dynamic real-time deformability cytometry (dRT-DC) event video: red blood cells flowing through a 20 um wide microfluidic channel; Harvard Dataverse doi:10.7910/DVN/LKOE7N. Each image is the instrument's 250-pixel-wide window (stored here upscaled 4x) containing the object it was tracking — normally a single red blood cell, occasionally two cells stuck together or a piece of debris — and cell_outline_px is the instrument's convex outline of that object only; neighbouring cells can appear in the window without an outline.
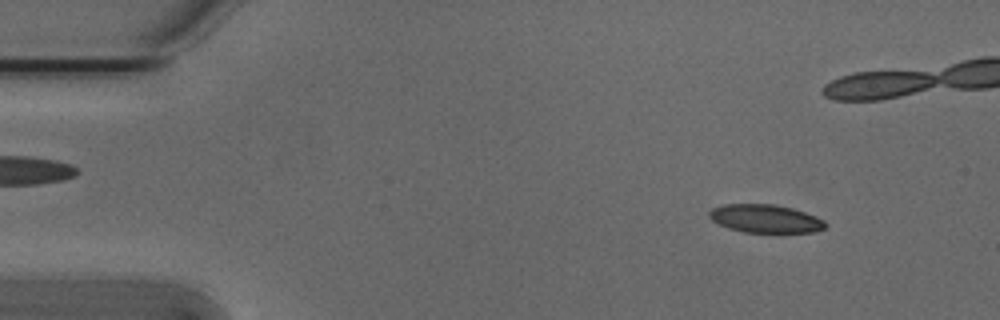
{"species": "Egyptian fruit bat (a non-hibernating species)", "species_latin": "Rousettus aegyptiacus", "temperature_condition": "cold", "stored_images_in_passage": 54, "camera_frame_rate_fps": 3000, "um_per_image_px": 0.085, "animal": {"sex": "male"}, "frame": {"image": 1, "passage_image": 6, "time_ms": 1.667, "image_size_px": [1000, 320], "cell_outline_px": [[828, 224], [824, 228], [812, 232], [744, 232], [728, 228], [712, 220], [708, 216], [708, 212], [712, 208], [724, 204], [772, 204], [792, 208], [816, 216], [824, 220]], "centroid_in_image_um": [65.04, 18.58], "position_along_channel_um": 20.0, "area_um2": 19.02}}
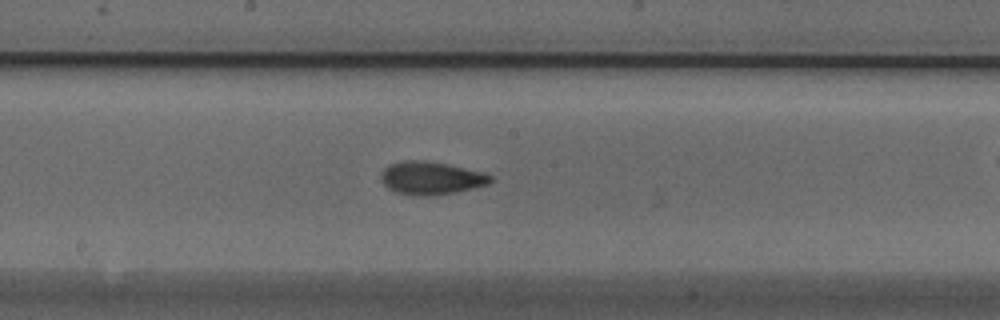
{"frame": {"image": 2, "passage_image": 28, "time_ms": 9.0, "image_size_px": [1000, 320], "cell_outline_px": [[496, 180], [488, 184], [456, 192], [436, 196], [416, 196], [396, 192], [388, 188], [380, 180], [380, 172], [388, 164], [404, 160], [424, 160], [488, 172]], "centroid_in_image_um": [36.66, 15.13], "position_along_channel_um": 211.5, "area_um2": 21.5}}
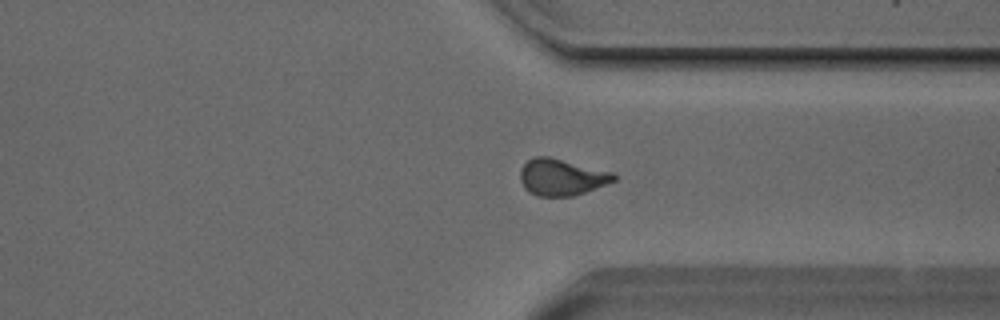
{"frame": {"image": 3, "passage_image": 40, "time_ms": 13.0, "image_size_px": [1000, 320], "cell_outline_px": [[616, 180], [584, 192], [572, 196], [536, 196], [528, 192], [524, 188], [520, 180], [520, 168], [532, 156], [548, 156], [612, 172], [616, 176]], "centroid_in_image_um": [47.68, 15.05], "position_along_channel_um": 363.7, "area_um2": 19.88}, "authors_computed_cell_mechanics": {"area_um2": 19.7676, "velocity_mm_per_s": 3.8118, "shape_relaxation_time_tau1_ms": 5.2667, "shape_relaxation_time_tau2_ms": 2.3796, "deformation_change_tau1": 0.1421, "deformation_change_tau2": 0.0677}}